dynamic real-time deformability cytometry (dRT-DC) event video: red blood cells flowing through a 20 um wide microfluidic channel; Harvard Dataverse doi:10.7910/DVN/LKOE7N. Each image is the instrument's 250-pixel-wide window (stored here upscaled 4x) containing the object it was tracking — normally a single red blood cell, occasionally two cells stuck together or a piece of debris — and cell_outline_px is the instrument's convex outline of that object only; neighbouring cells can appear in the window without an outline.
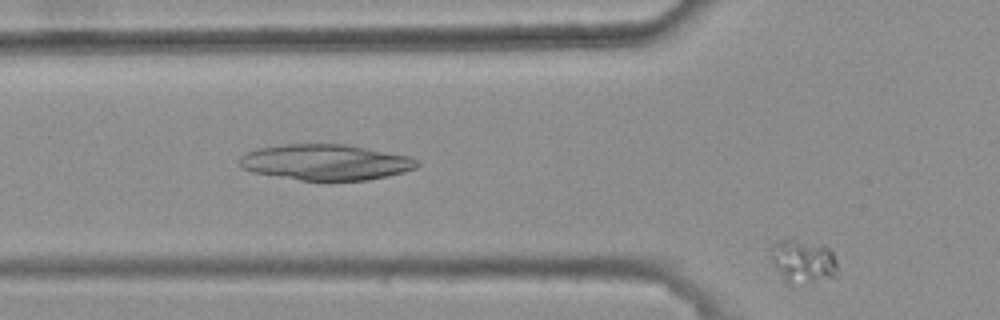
{"species": "common noctule bat (a hibernating species)", "species_latin": "Nyctalus noctula", "temperature_condition": "warm", "stored_images_in_passage": 4, "camera_frame_rate_fps": 3000, "um_per_image_px": 0.085, "animal": {"sex": "female", "body_mass_g": 25.1}, "frame": {"image": 1, "passage_image": 4, "time_ms": 1.0, "image_size_px": [1000, 320], "cell_outline_px": [[836, 276], [792, 284], [784, 280], [776, 268], [772, 260], [768, 248], [772, 244], [780, 240], [792, 240], [828, 248], [832, 252], [836, 260]], "centroid_in_image_um": [68.2, 22.21], "position_along_channel_um": 57.6, "area_um2": 16.13}}